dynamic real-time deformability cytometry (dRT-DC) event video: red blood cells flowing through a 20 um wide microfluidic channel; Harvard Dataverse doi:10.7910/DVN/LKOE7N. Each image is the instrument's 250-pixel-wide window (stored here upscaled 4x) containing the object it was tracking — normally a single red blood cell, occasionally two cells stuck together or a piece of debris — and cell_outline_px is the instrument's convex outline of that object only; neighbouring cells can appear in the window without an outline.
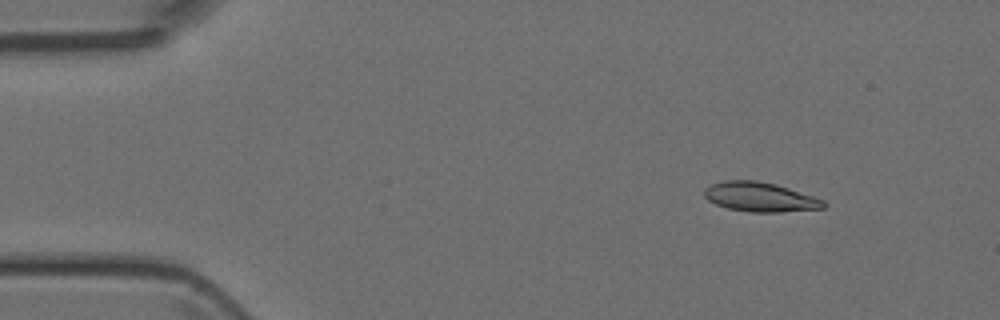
{"species": "Egyptian fruit bat (a non-hibernating species)", "species_latin": "Rousettus aegyptiacus", "temperature_condition": "room temperature", "stored_images_in_passage": 5, "camera_frame_rate_fps": 3000, "um_per_image_px": 0.085, "animal": {"sex": "female"}, "frame": {"image": 1, "passage_image": 1, "time_ms": 0.0, "image_size_px": [1000, 320], "cell_outline_px": [[828, 204], [824, 208], [780, 212], [752, 212], [728, 208], [716, 204], [708, 200], [704, 196], [704, 188], [708, 184], [724, 180], [756, 180], [776, 184], [824, 200]], "centroid_in_image_um": [64.58, 16.73], "position_along_channel_um": 20.4, "area_um2": 20.52}}
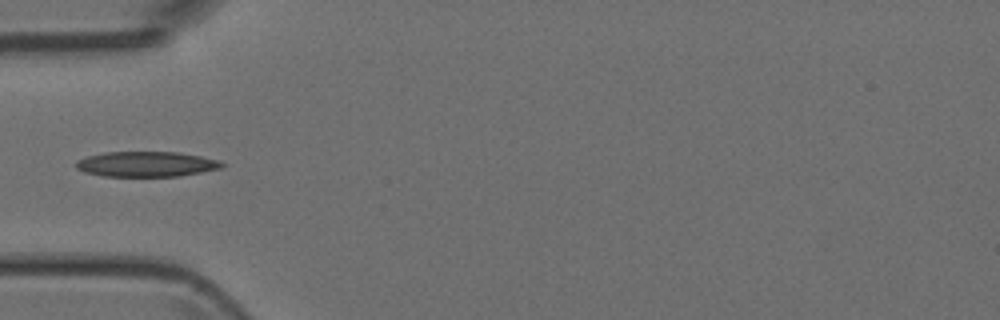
{"frame": {"image": 2, "passage_image": 4, "time_ms": 3.333, "image_size_px": [1000, 320], "cell_outline_px": [[224, 164], [220, 168], [180, 176], [104, 176], [84, 172], [76, 168], [76, 160], [88, 156], [104, 152], [180, 152], [220, 160]], "centroid_in_image_um": [12.42, 13.94], "position_along_channel_um": 72.6, "area_um2": 21.39}}
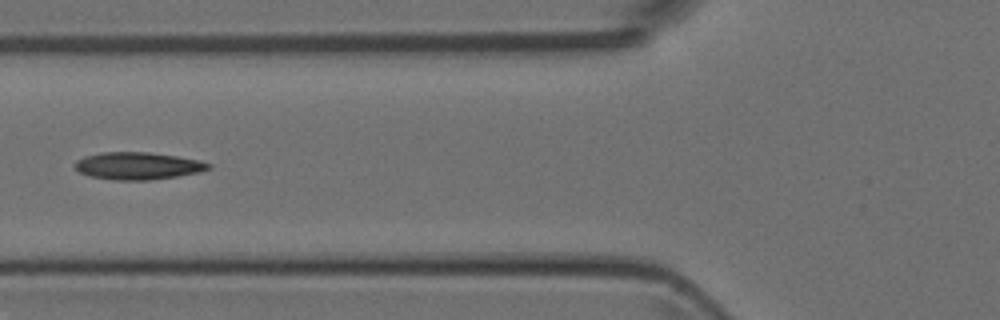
{"frame": {"image": 3, "passage_image": 5, "time_ms": 4.333, "image_size_px": [1000, 320], "cell_outline_px": [[212, 168], [200, 172], [176, 176], [148, 180], [112, 180], [88, 176], [80, 172], [72, 164], [76, 160], [84, 156], [100, 152], [148, 152], [176, 156], [200, 160], [212, 164]], "centroid_in_image_um": [11.7, 14.09], "position_along_channel_um": 114.1, "area_um2": 21.44}}